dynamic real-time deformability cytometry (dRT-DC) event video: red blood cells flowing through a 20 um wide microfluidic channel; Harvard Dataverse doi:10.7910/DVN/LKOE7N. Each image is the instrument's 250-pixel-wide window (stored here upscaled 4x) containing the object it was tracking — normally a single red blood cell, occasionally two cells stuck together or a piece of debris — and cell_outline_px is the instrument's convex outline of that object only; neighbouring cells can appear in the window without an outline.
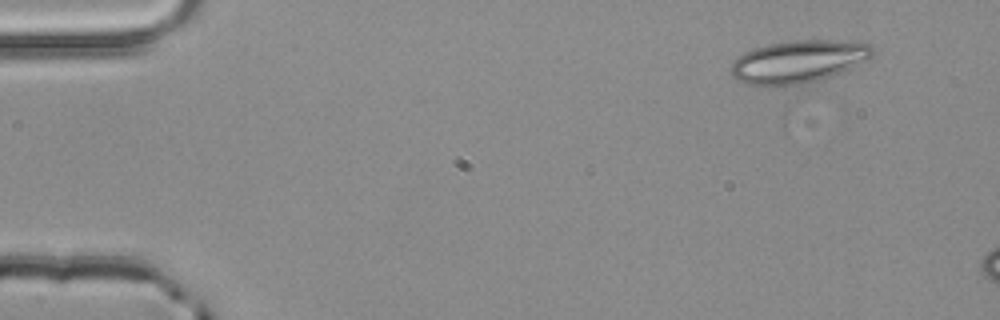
{"species": "common noctule bat (a hibernating species)", "species_latin": "Nyctalus noctula", "temperature_condition": "room temperature", "stored_images_in_passage": 3, "camera_frame_rate_fps": 3000, "um_per_image_px": 0.085, "animal": {"sex": "male", "body_mass_g": 20.4}, "frame": {"image": 1, "passage_image": 1, "time_ms": 0.0, "image_size_px": [1000, 320], "cell_outline_px": [[876, 52], [872, 56], [848, 68], [804, 88], [748, 84], [736, 80], [732, 76], [732, 64], [736, 56], [752, 48], [768, 44], [792, 40], [840, 40], [872, 44], [876, 48]], "centroid_in_image_um": [67.85, 5.26], "position_along_channel_um": 17.2, "area_um2": 36.01}}